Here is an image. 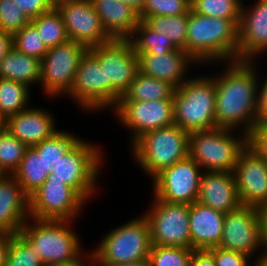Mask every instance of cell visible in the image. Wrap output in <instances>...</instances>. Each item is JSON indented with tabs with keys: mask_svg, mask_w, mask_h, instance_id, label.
<instances>
[{
	"mask_svg": "<svg viewBox=\"0 0 267 266\" xmlns=\"http://www.w3.org/2000/svg\"><path fill=\"white\" fill-rule=\"evenodd\" d=\"M227 63L228 68L213 76L216 87L215 128L236 130L238 127L249 135L257 125L260 82L256 62L236 60Z\"/></svg>",
	"mask_w": 267,
	"mask_h": 266,
	"instance_id": "1",
	"label": "cell"
},
{
	"mask_svg": "<svg viewBox=\"0 0 267 266\" xmlns=\"http://www.w3.org/2000/svg\"><path fill=\"white\" fill-rule=\"evenodd\" d=\"M240 19L203 16L190 9L186 52L197 64L238 60Z\"/></svg>",
	"mask_w": 267,
	"mask_h": 266,
	"instance_id": "2",
	"label": "cell"
},
{
	"mask_svg": "<svg viewBox=\"0 0 267 266\" xmlns=\"http://www.w3.org/2000/svg\"><path fill=\"white\" fill-rule=\"evenodd\" d=\"M31 219L33 221L30 224ZM71 222L29 217L18 234L42 259L44 266L70 264L85 254Z\"/></svg>",
	"mask_w": 267,
	"mask_h": 266,
	"instance_id": "3",
	"label": "cell"
},
{
	"mask_svg": "<svg viewBox=\"0 0 267 266\" xmlns=\"http://www.w3.org/2000/svg\"><path fill=\"white\" fill-rule=\"evenodd\" d=\"M148 220L144 215L110 230L91 252L94 266H118L148 260L152 249Z\"/></svg>",
	"mask_w": 267,
	"mask_h": 266,
	"instance_id": "4",
	"label": "cell"
},
{
	"mask_svg": "<svg viewBox=\"0 0 267 266\" xmlns=\"http://www.w3.org/2000/svg\"><path fill=\"white\" fill-rule=\"evenodd\" d=\"M214 77H189L173 94L174 123L187 133L215 128Z\"/></svg>",
	"mask_w": 267,
	"mask_h": 266,
	"instance_id": "5",
	"label": "cell"
},
{
	"mask_svg": "<svg viewBox=\"0 0 267 266\" xmlns=\"http://www.w3.org/2000/svg\"><path fill=\"white\" fill-rule=\"evenodd\" d=\"M135 161L152 179L165 168L188 157L189 133L177 124L151 130L131 145Z\"/></svg>",
	"mask_w": 267,
	"mask_h": 266,
	"instance_id": "6",
	"label": "cell"
},
{
	"mask_svg": "<svg viewBox=\"0 0 267 266\" xmlns=\"http://www.w3.org/2000/svg\"><path fill=\"white\" fill-rule=\"evenodd\" d=\"M234 136V130L214 128L189 133L188 156L203 171L233 172L240 153L248 145V135Z\"/></svg>",
	"mask_w": 267,
	"mask_h": 266,
	"instance_id": "7",
	"label": "cell"
},
{
	"mask_svg": "<svg viewBox=\"0 0 267 266\" xmlns=\"http://www.w3.org/2000/svg\"><path fill=\"white\" fill-rule=\"evenodd\" d=\"M89 50L104 69L105 110H113L139 72L138 56L129 39H112Z\"/></svg>",
	"mask_w": 267,
	"mask_h": 266,
	"instance_id": "8",
	"label": "cell"
},
{
	"mask_svg": "<svg viewBox=\"0 0 267 266\" xmlns=\"http://www.w3.org/2000/svg\"><path fill=\"white\" fill-rule=\"evenodd\" d=\"M101 149L80 139L53 165L47 178L59 179L74 188L86 201L94 197L100 176ZM99 171V172H98Z\"/></svg>",
	"mask_w": 267,
	"mask_h": 266,
	"instance_id": "9",
	"label": "cell"
},
{
	"mask_svg": "<svg viewBox=\"0 0 267 266\" xmlns=\"http://www.w3.org/2000/svg\"><path fill=\"white\" fill-rule=\"evenodd\" d=\"M87 50L86 46L72 40L48 49L41 60L39 83L45 95L51 98L71 93L79 62Z\"/></svg>",
	"mask_w": 267,
	"mask_h": 266,
	"instance_id": "10",
	"label": "cell"
},
{
	"mask_svg": "<svg viewBox=\"0 0 267 266\" xmlns=\"http://www.w3.org/2000/svg\"><path fill=\"white\" fill-rule=\"evenodd\" d=\"M152 199V206L143 213L150 226L152 245L192 248L190 205L165 202L154 196Z\"/></svg>",
	"mask_w": 267,
	"mask_h": 266,
	"instance_id": "11",
	"label": "cell"
},
{
	"mask_svg": "<svg viewBox=\"0 0 267 266\" xmlns=\"http://www.w3.org/2000/svg\"><path fill=\"white\" fill-rule=\"evenodd\" d=\"M86 202L64 181L47 178L29 197V214L39 220L75 221Z\"/></svg>",
	"mask_w": 267,
	"mask_h": 266,
	"instance_id": "12",
	"label": "cell"
},
{
	"mask_svg": "<svg viewBox=\"0 0 267 266\" xmlns=\"http://www.w3.org/2000/svg\"><path fill=\"white\" fill-rule=\"evenodd\" d=\"M203 170L189 156L153 178L154 197L170 203L196 202Z\"/></svg>",
	"mask_w": 267,
	"mask_h": 266,
	"instance_id": "13",
	"label": "cell"
},
{
	"mask_svg": "<svg viewBox=\"0 0 267 266\" xmlns=\"http://www.w3.org/2000/svg\"><path fill=\"white\" fill-rule=\"evenodd\" d=\"M219 248L241 252L252 258L262 248V222L257 207L240 205L225 214Z\"/></svg>",
	"mask_w": 267,
	"mask_h": 266,
	"instance_id": "14",
	"label": "cell"
},
{
	"mask_svg": "<svg viewBox=\"0 0 267 266\" xmlns=\"http://www.w3.org/2000/svg\"><path fill=\"white\" fill-rule=\"evenodd\" d=\"M113 114L132 132V144L144 133L174 124L173 100L118 101Z\"/></svg>",
	"mask_w": 267,
	"mask_h": 266,
	"instance_id": "15",
	"label": "cell"
},
{
	"mask_svg": "<svg viewBox=\"0 0 267 266\" xmlns=\"http://www.w3.org/2000/svg\"><path fill=\"white\" fill-rule=\"evenodd\" d=\"M70 40L88 49L112 40L106 33L91 0H70L56 6Z\"/></svg>",
	"mask_w": 267,
	"mask_h": 266,
	"instance_id": "16",
	"label": "cell"
},
{
	"mask_svg": "<svg viewBox=\"0 0 267 266\" xmlns=\"http://www.w3.org/2000/svg\"><path fill=\"white\" fill-rule=\"evenodd\" d=\"M233 174L241 205L260 208L267 203V161L249 145L240 153Z\"/></svg>",
	"mask_w": 267,
	"mask_h": 266,
	"instance_id": "17",
	"label": "cell"
},
{
	"mask_svg": "<svg viewBox=\"0 0 267 266\" xmlns=\"http://www.w3.org/2000/svg\"><path fill=\"white\" fill-rule=\"evenodd\" d=\"M82 111L105 109V75L98 58L88 49L82 56L68 95Z\"/></svg>",
	"mask_w": 267,
	"mask_h": 266,
	"instance_id": "18",
	"label": "cell"
},
{
	"mask_svg": "<svg viewBox=\"0 0 267 266\" xmlns=\"http://www.w3.org/2000/svg\"><path fill=\"white\" fill-rule=\"evenodd\" d=\"M253 7L242 4L238 25V60L255 61L267 51V0H257Z\"/></svg>",
	"mask_w": 267,
	"mask_h": 266,
	"instance_id": "19",
	"label": "cell"
},
{
	"mask_svg": "<svg viewBox=\"0 0 267 266\" xmlns=\"http://www.w3.org/2000/svg\"><path fill=\"white\" fill-rule=\"evenodd\" d=\"M55 125L54 116L50 112L36 107H27L3 122V127L27 147L51 138L59 131Z\"/></svg>",
	"mask_w": 267,
	"mask_h": 266,
	"instance_id": "20",
	"label": "cell"
},
{
	"mask_svg": "<svg viewBox=\"0 0 267 266\" xmlns=\"http://www.w3.org/2000/svg\"><path fill=\"white\" fill-rule=\"evenodd\" d=\"M139 71L147 76L170 83L175 88L183 85L187 71L197 62L182 49L172 50L166 54H137Z\"/></svg>",
	"mask_w": 267,
	"mask_h": 266,
	"instance_id": "21",
	"label": "cell"
},
{
	"mask_svg": "<svg viewBox=\"0 0 267 266\" xmlns=\"http://www.w3.org/2000/svg\"><path fill=\"white\" fill-rule=\"evenodd\" d=\"M29 197L13 175H0V233L17 234L29 219Z\"/></svg>",
	"mask_w": 267,
	"mask_h": 266,
	"instance_id": "22",
	"label": "cell"
},
{
	"mask_svg": "<svg viewBox=\"0 0 267 266\" xmlns=\"http://www.w3.org/2000/svg\"><path fill=\"white\" fill-rule=\"evenodd\" d=\"M196 201L224 214L237 209L241 202L233 172L203 171Z\"/></svg>",
	"mask_w": 267,
	"mask_h": 266,
	"instance_id": "23",
	"label": "cell"
},
{
	"mask_svg": "<svg viewBox=\"0 0 267 266\" xmlns=\"http://www.w3.org/2000/svg\"><path fill=\"white\" fill-rule=\"evenodd\" d=\"M225 214L199 202L190 205L189 229L193 250L218 247L222 237Z\"/></svg>",
	"mask_w": 267,
	"mask_h": 266,
	"instance_id": "24",
	"label": "cell"
},
{
	"mask_svg": "<svg viewBox=\"0 0 267 266\" xmlns=\"http://www.w3.org/2000/svg\"><path fill=\"white\" fill-rule=\"evenodd\" d=\"M104 30L112 39H129L140 18L131 5L119 0H91Z\"/></svg>",
	"mask_w": 267,
	"mask_h": 266,
	"instance_id": "25",
	"label": "cell"
},
{
	"mask_svg": "<svg viewBox=\"0 0 267 266\" xmlns=\"http://www.w3.org/2000/svg\"><path fill=\"white\" fill-rule=\"evenodd\" d=\"M0 78L14 80L30 88L40 83L41 60L17 51L14 47L0 61Z\"/></svg>",
	"mask_w": 267,
	"mask_h": 266,
	"instance_id": "26",
	"label": "cell"
},
{
	"mask_svg": "<svg viewBox=\"0 0 267 266\" xmlns=\"http://www.w3.org/2000/svg\"><path fill=\"white\" fill-rule=\"evenodd\" d=\"M175 89L170 83L139 71L128 90L118 101L173 100Z\"/></svg>",
	"mask_w": 267,
	"mask_h": 266,
	"instance_id": "27",
	"label": "cell"
},
{
	"mask_svg": "<svg viewBox=\"0 0 267 266\" xmlns=\"http://www.w3.org/2000/svg\"><path fill=\"white\" fill-rule=\"evenodd\" d=\"M48 175L43 156L33 147L26 149L19 168L13 174L28 197L46 181Z\"/></svg>",
	"mask_w": 267,
	"mask_h": 266,
	"instance_id": "28",
	"label": "cell"
},
{
	"mask_svg": "<svg viewBox=\"0 0 267 266\" xmlns=\"http://www.w3.org/2000/svg\"><path fill=\"white\" fill-rule=\"evenodd\" d=\"M30 89L23 83L0 78V120L2 122L29 106Z\"/></svg>",
	"mask_w": 267,
	"mask_h": 266,
	"instance_id": "29",
	"label": "cell"
},
{
	"mask_svg": "<svg viewBox=\"0 0 267 266\" xmlns=\"http://www.w3.org/2000/svg\"><path fill=\"white\" fill-rule=\"evenodd\" d=\"M136 54H166L177 48L164 34L150 29L142 20L129 38Z\"/></svg>",
	"mask_w": 267,
	"mask_h": 266,
	"instance_id": "30",
	"label": "cell"
},
{
	"mask_svg": "<svg viewBox=\"0 0 267 266\" xmlns=\"http://www.w3.org/2000/svg\"><path fill=\"white\" fill-rule=\"evenodd\" d=\"M143 22L150 29L165 34L176 48L186 51L188 14L146 17Z\"/></svg>",
	"mask_w": 267,
	"mask_h": 266,
	"instance_id": "31",
	"label": "cell"
},
{
	"mask_svg": "<svg viewBox=\"0 0 267 266\" xmlns=\"http://www.w3.org/2000/svg\"><path fill=\"white\" fill-rule=\"evenodd\" d=\"M31 23L37 28L39 35L42 37L48 49L70 40L64 26L62 15L55 6L50 11L32 19Z\"/></svg>",
	"mask_w": 267,
	"mask_h": 266,
	"instance_id": "32",
	"label": "cell"
},
{
	"mask_svg": "<svg viewBox=\"0 0 267 266\" xmlns=\"http://www.w3.org/2000/svg\"><path fill=\"white\" fill-rule=\"evenodd\" d=\"M81 138L70 132L59 130L51 138L33 146L43 156L47 171L52 172L53 165L60 160Z\"/></svg>",
	"mask_w": 267,
	"mask_h": 266,
	"instance_id": "33",
	"label": "cell"
},
{
	"mask_svg": "<svg viewBox=\"0 0 267 266\" xmlns=\"http://www.w3.org/2000/svg\"><path fill=\"white\" fill-rule=\"evenodd\" d=\"M28 147L6 128L0 129V174L13 175Z\"/></svg>",
	"mask_w": 267,
	"mask_h": 266,
	"instance_id": "34",
	"label": "cell"
},
{
	"mask_svg": "<svg viewBox=\"0 0 267 266\" xmlns=\"http://www.w3.org/2000/svg\"><path fill=\"white\" fill-rule=\"evenodd\" d=\"M241 0H192L191 9L200 15L223 19H240Z\"/></svg>",
	"mask_w": 267,
	"mask_h": 266,
	"instance_id": "35",
	"label": "cell"
},
{
	"mask_svg": "<svg viewBox=\"0 0 267 266\" xmlns=\"http://www.w3.org/2000/svg\"><path fill=\"white\" fill-rule=\"evenodd\" d=\"M13 47L22 54L39 60H42L48 51L37 28L31 22L13 34Z\"/></svg>",
	"mask_w": 267,
	"mask_h": 266,
	"instance_id": "36",
	"label": "cell"
},
{
	"mask_svg": "<svg viewBox=\"0 0 267 266\" xmlns=\"http://www.w3.org/2000/svg\"><path fill=\"white\" fill-rule=\"evenodd\" d=\"M192 248L153 245L148 262L151 266H189Z\"/></svg>",
	"mask_w": 267,
	"mask_h": 266,
	"instance_id": "37",
	"label": "cell"
},
{
	"mask_svg": "<svg viewBox=\"0 0 267 266\" xmlns=\"http://www.w3.org/2000/svg\"><path fill=\"white\" fill-rule=\"evenodd\" d=\"M192 0H145L138 12L140 20L153 16H176L189 14Z\"/></svg>",
	"mask_w": 267,
	"mask_h": 266,
	"instance_id": "38",
	"label": "cell"
},
{
	"mask_svg": "<svg viewBox=\"0 0 267 266\" xmlns=\"http://www.w3.org/2000/svg\"><path fill=\"white\" fill-rule=\"evenodd\" d=\"M5 266H44L33 248L17 233L11 237Z\"/></svg>",
	"mask_w": 267,
	"mask_h": 266,
	"instance_id": "39",
	"label": "cell"
},
{
	"mask_svg": "<svg viewBox=\"0 0 267 266\" xmlns=\"http://www.w3.org/2000/svg\"><path fill=\"white\" fill-rule=\"evenodd\" d=\"M30 22L13 0H0V30L14 34Z\"/></svg>",
	"mask_w": 267,
	"mask_h": 266,
	"instance_id": "40",
	"label": "cell"
},
{
	"mask_svg": "<svg viewBox=\"0 0 267 266\" xmlns=\"http://www.w3.org/2000/svg\"><path fill=\"white\" fill-rule=\"evenodd\" d=\"M214 258L216 266H250L251 258L241 252L212 247L207 249ZM250 262V263H249Z\"/></svg>",
	"mask_w": 267,
	"mask_h": 266,
	"instance_id": "41",
	"label": "cell"
},
{
	"mask_svg": "<svg viewBox=\"0 0 267 266\" xmlns=\"http://www.w3.org/2000/svg\"><path fill=\"white\" fill-rule=\"evenodd\" d=\"M248 145L267 161V122L257 123L248 135Z\"/></svg>",
	"mask_w": 267,
	"mask_h": 266,
	"instance_id": "42",
	"label": "cell"
},
{
	"mask_svg": "<svg viewBox=\"0 0 267 266\" xmlns=\"http://www.w3.org/2000/svg\"><path fill=\"white\" fill-rule=\"evenodd\" d=\"M30 20L50 11L54 5L50 0H13Z\"/></svg>",
	"mask_w": 267,
	"mask_h": 266,
	"instance_id": "43",
	"label": "cell"
},
{
	"mask_svg": "<svg viewBox=\"0 0 267 266\" xmlns=\"http://www.w3.org/2000/svg\"><path fill=\"white\" fill-rule=\"evenodd\" d=\"M258 105H257V123L267 122V78L264 79L262 86L259 85Z\"/></svg>",
	"mask_w": 267,
	"mask_h": 266,
	"instance_id": "44",
	"label": "cell"
},
{
	"mask_svg": "<svg viewBox=\"0 0 267 266\" xmlns=\"http://www.w3.org/2000/svg\"><path fill=\"white\" fill-rule=\"evenodd\" d=\"M189 266H216L213 255L207 250H193Z\"/></svg>",
	"mask_w": 267,
	"mask_h": 266,
	"instance_id": "45",
	"label": "cell"
},
{
	"mask_svg": "<svg viewBox=\"0 0 267 266\" xmlns=\"http://www.w3.org/2000/svg\"><path fill=\"white\" fill-rule=\"evenodd\" d=\"M13 48V34L0 30V61Z\"/></svg>",
	"mask_w": 267,
	"mask_h": 266,
	"instance_id": "46",
	"label": "cell"
},
{
	"mask_svg": "<svg viewBox=\"0 0 267 266\" xmlns=\"http://www.w3.org/2000/svg\"><path fill=\"white\" fill-rule=\"evenodd\" d=\"M13 234L0 233V266L6 265L8 248Z\"/></svg>",
	"mask_w": 267,
	"mask_h": 266,
	"instance_id": "47",
	"label": "cell"
},
{
	"mask_svg": "<svg viewBox=\"0 0 267 266\" xmlns=\"http://www.w3.org/2000/svg\"><path fill=\"white\" fill-rule=\"evenodd\" d=\"M262 222V245L267 249V203L259 208Z\"/></svg>",
	"mask_w": 267,
	"mask_h": 266,
	"instance_id": "48",
	"label": "cell"
},
{
	"mask_svg": "<svg viewBox=\"0 0 267 266\" xmlns=\"http://www.w3.org/2000/svg\"><path fill=\"white\" fill-rule=\"evenodd\" d=\"M57 266H94L93 254L92 252H90V254L85 253V255H83L80 259H78L73 263L57 265Z\"/></svg>",
	"mask_w": 267,
	"mask_h": 266,
	"instance_id": "49",
	"label": "cell"
},
{
	"mask_svg": "<svg viewBox=\"0 0 267 266\" xmlns=\"http://www.w3.org/2000/svg\"><path fill=\"white\" fill-rule=\"evenodd\" d=\"M260 253L258 254L259 257L255 259L254 264L256 266H267V249H264V252L262 251Z\"/></svg>",
	"mask_w": 267,
	"mask_h": 266,
	"instance_id": "50",
	"label": "cell"
},
{
	"mask_svg": "<svg viewBox=\"0 0 267 266\" xmlns=\"http://www.w3.org/2000/svg\"><path fill=\"white\" fill-rule=\"evenodd\" d=\"M119 1L131 5L138 12L142 9L145 2V0H119Z\"/></svg>",
	"mask_w": 267,
	"mask_h": 266,
	"instance_id": "51",
	"label": "cell"
},
{
	"mask_svg": "<svg viewBox=\"0 0 267 266\" xmlns=\"http://www.w3.org/2000/svg\"><path fill=\"white\" fill-rule=\"evenodd\" d=\"M118 266H151V264L148 262V260L145 261H138L133 263H125Z\"/></svg>",
	"mask_w": 267,
	"mask_h": 266,
	"instance_id": "52",
	"label": "cell"
},
{
	"mask_svg": "<svg viewBox=\"0 0 267 266\" xmlns=\"http://www.w3.org/2000/svg\"><path fill=\"white\" fill-rule=\"evenodd\" d=\"M64 1H70V0H50V2H51L54 6H56L58 3H60V2H64Z\"/></svg>",
	"mask_w": 267,
	"mask_h": 266,
	"instance_id": "53",
	"label": "cell"
},
{
	"mask_svg": "<svg viewBox=\"0 0 267 266\" xmlns=\"http://www.w3.org/2000/svg\"><path fill=\"white\" fill-rule=\"evenodd\" d=\"M3 127V122L0 120V129Z\"/></svg>",
	"mask_w": 267,
	"mask_h": 266,
	"instance_id": "54",
	"label": "cell"
}]
</instances>
